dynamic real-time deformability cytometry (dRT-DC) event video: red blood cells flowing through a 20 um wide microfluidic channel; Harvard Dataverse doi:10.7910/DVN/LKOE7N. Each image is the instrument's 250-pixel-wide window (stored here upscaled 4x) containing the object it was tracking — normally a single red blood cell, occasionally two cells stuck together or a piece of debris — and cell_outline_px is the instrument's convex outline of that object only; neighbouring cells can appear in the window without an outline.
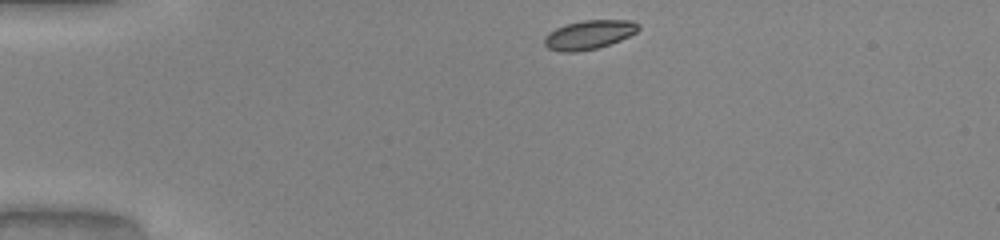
{"species": "common noctule bat (a hibernating species)", "species_latin": "Nyctalus noctula", "temperature_condition": "warm", "stored_images_in_passage": 36, "camera_frame_rate_fps": 3000, "um_per_image_px": 0.085, "animal": {"sex": "male", "body_mass_g": 20.0, "forearm_length_mm": 53.3}, "frame": {"image": 1, "passage_image": 1, "time_ms": 0.0, "image_size_px": [1000, 240], "cell_outline_px": [[640, 28], [636, 32], [620, 40], [596, 48], [576, 52], [560, 52], [548, 48], [544, 44], [544, 36], [548, 32], [556, 28], [568, 24], [584, 20], [632, 20], [640, 24]], "centroid_in_image_um": [50.05, 2.95], "position_along_channel_um": 34.9, "area_um2": 15.84}}
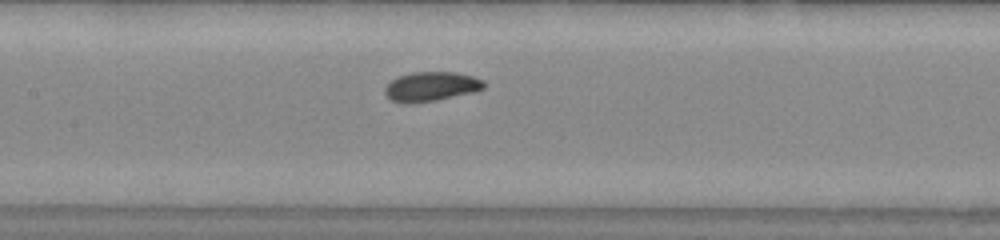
{"frame": {"image": 2, "passage_image": 15, "time_ms": 4.667, "image_size_px": [1000, 240], "cell_outline_px": [[484, 88], [472, 92], [436, 100], [412, 104], [404, 104], [392, 100], [384, 92], [384, 88], [396, 76], [412, 72], [456, 72], [472, 76], [484, 80]], "centroid_in_image_um": [36.61, 7.35], "position_along_channel_um": 170.8, "area_um2": 16.99}}
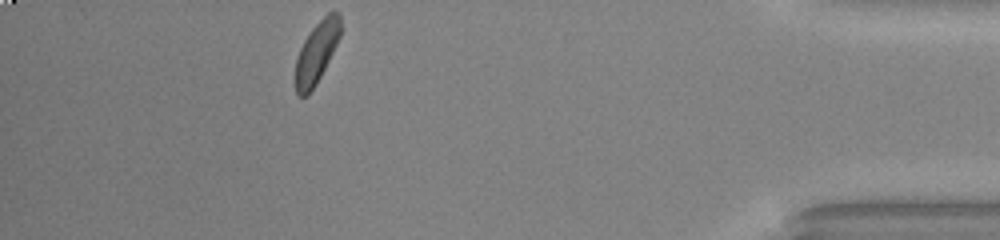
{"frame": {"image": 3, "passage_image": 36, "time_ms": 11.667, "image_size_px": [1000, 240], "cell_outline_px": [[340, 36], [316, 84], [308, 96], [296, 96], [296, 56], [304, 40], [312, 28], [328, 12], [340, 12]], "centroid_in_image_um": [26.89, 4.46], "position_along_channel_um": 408.3, "area_um2": 15.84}, "authors_computed_cell_mechanics": {"area_um2": 16.7331, "velocity_mm_per_s": 4.0728, "shape_relaxation_time_tau1_ms": 2.8577, "shape_relaxation_time_tau2_ms": 6.5875, "deformation_change_tau1": 0.1298, "deformation_change_tau2": 0.1253}}